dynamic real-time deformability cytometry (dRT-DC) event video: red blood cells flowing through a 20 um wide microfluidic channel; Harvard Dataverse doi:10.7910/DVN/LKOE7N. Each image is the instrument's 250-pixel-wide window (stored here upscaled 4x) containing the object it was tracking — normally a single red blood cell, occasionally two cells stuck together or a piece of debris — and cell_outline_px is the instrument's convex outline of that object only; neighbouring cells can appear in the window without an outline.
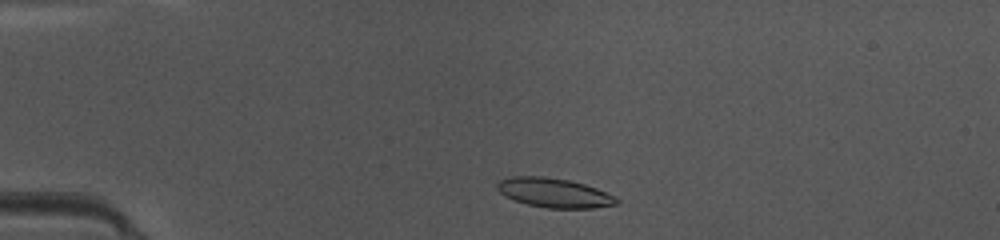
{"species": "common noctule bat (a hibernating species)", "species_latin": "Nyctalus noctula", "temperature_condition": "warm", "stored_images_in_passage": 39, "camera_frame_rate_fps": 3000, "um_per_image_px": 0.085, "animal": {"sex": "female", "body_mass_g": 10.0, "forearm_length_mm": 53.1}, "frame": {"image": 1, "passage_image": 2, "time_ms": 0.333, "image_size_px": [1000, 240], "cell_outline_px": [[620, 200], [616, 204], [592, 208], [544, 208], [528, 204], [516, 200], [500, 192], [496, 188], [496, 184], [500, 180], [512, 176], [544, 176], [568, 180], [584, 184], [596, 188], [616, 196]], "centroid_in_image_um": [47.12, 16.38], "position_along_channel_um": 37.9, "area_um2": 20.29}}
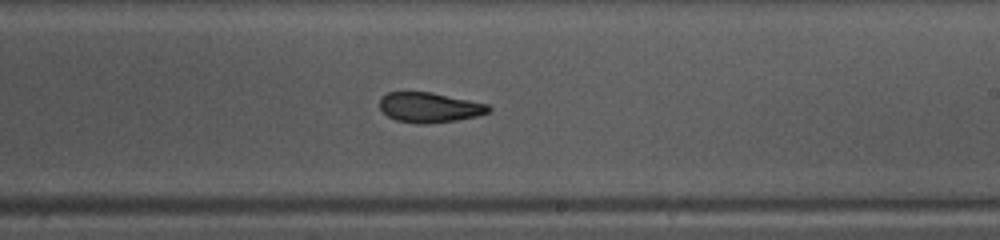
{"frame": {"image": 2, "passage_image": 20, "time_ms": 6.333, "image_size_px": [1000, 240], "cell_outline_px": [[492, 108], [488, 112], [476, 116], [456, 120], [424, 124], [420, 124], [396, 120], [388, 116], [380, 108], [380, 100], [388, 92], [432, 92], [488, 104]], "centroid_in_image_um": [36.51, 9.13], "position_along_channel_um": 252.5, "area_um2": 18.84}}
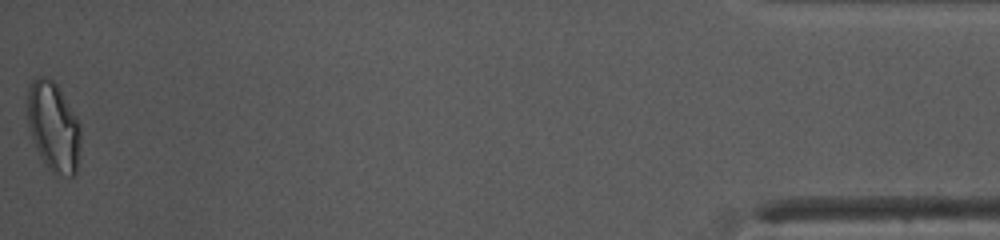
{"frame": {"image": 3, "passage_image": 39, "time_ms": 12.667, "image_size_px": [1000, 240], "cell_outline_px": [[80, 148], [76, 172], [72, 176], [68, 176], [52, 172], [48, 168], [40, 156], [36, 148], [28, 124], [28, 88], [32, 80], [36, 76], [44, 76], [52, 80], [56, 84], [80, 124]], "centroid_in_image_um": [4.54, 10.77], "position_along_channel_um": 430.7, "area_um2": 27.4}, "authors_computed_cell_mechanics": {"area_um2": 20.1144, "velocity_mm_per_s": 4.1687, "shape_relaxation_time_tau1_ms": 8.3449, "shape_relaxation_time_tau2_ms": 1.6606, "deformation_change_tau1": 0.2063, "deformation_change_tau2": 0.0725}}